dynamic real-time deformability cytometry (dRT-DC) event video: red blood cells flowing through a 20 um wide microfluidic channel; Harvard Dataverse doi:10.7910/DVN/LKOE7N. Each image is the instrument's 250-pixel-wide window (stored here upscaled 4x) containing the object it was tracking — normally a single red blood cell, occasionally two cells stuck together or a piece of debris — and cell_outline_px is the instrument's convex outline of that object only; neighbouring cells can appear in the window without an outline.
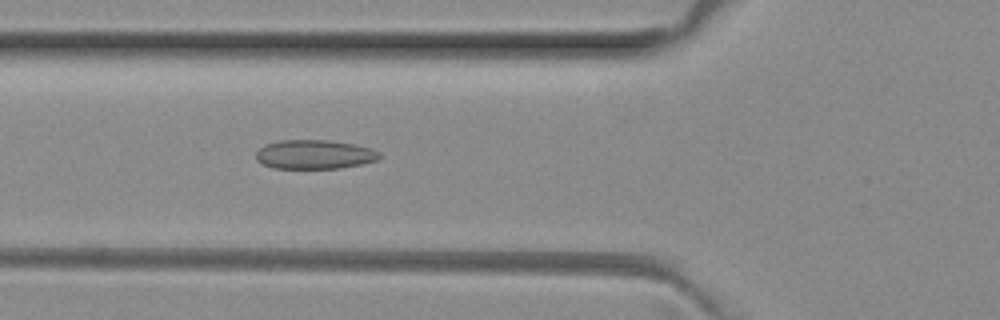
{"species": "common noctule bat (a hibernating species)", "species_latin": "Nyctalus noctula", "temperature_condition": "room temperature", "stored_images_in_passage": 2, "camera_frame_rate_fps": 3000, "um_per_image_px": 0.085, "animal": {"sex": "female", "body_mass_g": 29.2, "forearm_length_mm": 56.3}, "frame": {"image": 1, "passage_image": 2, "time_ms": 0.333, "image_size_px": [1000, 320], "cell_outline_px": [[380, 160], [364, 164], [340, 168], [272, 168], [256, 160], [256, 152], [264, 144], [280, 140], [328, 140], [356, 144], [372, 148], [380, 152]], "centroid_in_image_um": [26.77, 13.12], "position_along_channel_um": 99.0, "area_um2": 21.21}}